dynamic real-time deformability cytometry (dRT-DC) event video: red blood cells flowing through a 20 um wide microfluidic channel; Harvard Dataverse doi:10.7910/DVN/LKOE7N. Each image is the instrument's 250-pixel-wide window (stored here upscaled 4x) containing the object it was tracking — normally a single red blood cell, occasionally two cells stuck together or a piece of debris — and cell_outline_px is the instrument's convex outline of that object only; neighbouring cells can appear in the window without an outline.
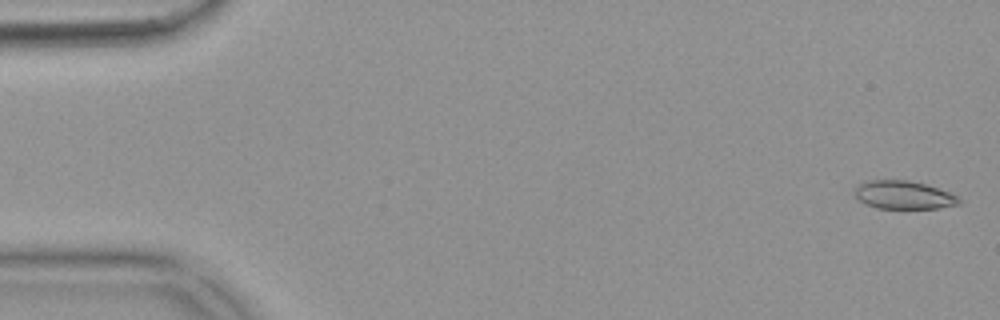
{"species": "common noctule bat (a hibernating species)", "species_latin": "Nyctalus noctula", "temperature_condition": "warm", "stored_images_in_passage": 55, "camera_frame_rate_fps": 3000, "um_per_image_px": 0.085, "animal": {"sex": "female", "body_mass_g": 18.4}, "frame": {"image": 1, "passage_image": 2, "time_ms": 0.333, "image_size_px": [1000, 320], "cell_outline_px": [[960, 204], [940, 208], [876, 208], [864, 204], [856, 196], [852, 188], [864, 180], [908, 180], [924, 184], [948, 192], [956, 196], [960, 200]], "centroid_in_image_um": [76.73, 16.57], "position_along_channel_um": 8.3, "area_um2": 17.17}}
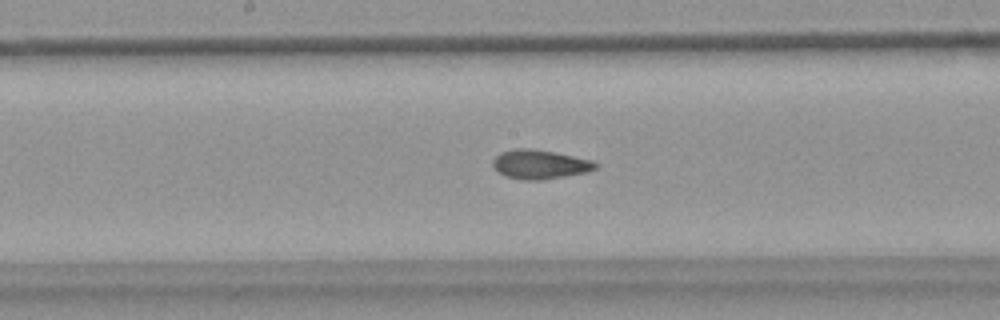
{"frame": {"image": 2, "passage_image": 29, "time_ms": 9.333, "image_size_px": [1000, 320], "cell_outline_px": [[600, 164], [596, 168], [584, 172], [564, 176], [540, 180], [524, 180], [504, 176], [492, 168], [492, 160], [500, 152], [512, 148], [528, 148], [552, 152], [592, 160]], "centroid_in_image_um": [45.82, 13.97], "position_along_channel_um": 202.4, "area_um2": 17.4}}
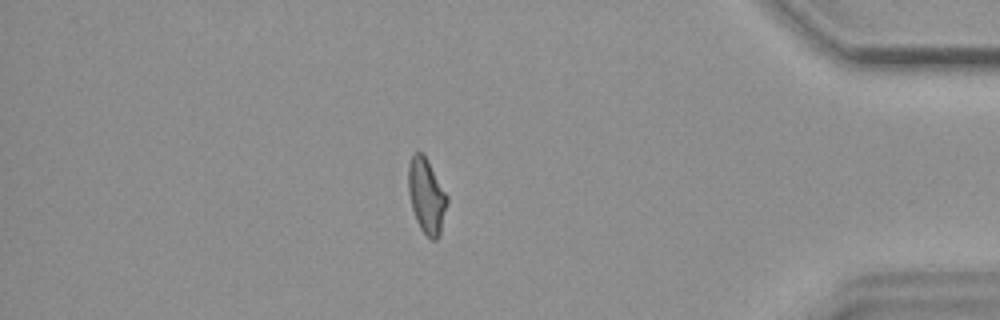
{"frame": {"image": 3, "passage_image": 48, "time_ms": 15.667, "image_size_px": [1000, 320], "cell_outline_px": [[448, 204], [440, 236], [436, 240], [432, 240], [420, 228], [416, 220], [412, 208], [408, 192], [408, 164], [412, 156], [416, 152], [424, 152], [448, 196]], "centroid_in_image_um": [36.27, 16.64], "position_along_channel_um": 398.9, "area_um2": 17.22}, "authors_computed_cell_mechanics": {"area_um2": 17.1666, "velocity_mm_per_s": 3.6842, "shape_relaxation_time_tau1_ms": 8.2698, "shape_relaxation_time_tau2_ms": 1.9216, "deformation_change_tau1": 0.1947, "deformation_change_tau2": 0.0789}}